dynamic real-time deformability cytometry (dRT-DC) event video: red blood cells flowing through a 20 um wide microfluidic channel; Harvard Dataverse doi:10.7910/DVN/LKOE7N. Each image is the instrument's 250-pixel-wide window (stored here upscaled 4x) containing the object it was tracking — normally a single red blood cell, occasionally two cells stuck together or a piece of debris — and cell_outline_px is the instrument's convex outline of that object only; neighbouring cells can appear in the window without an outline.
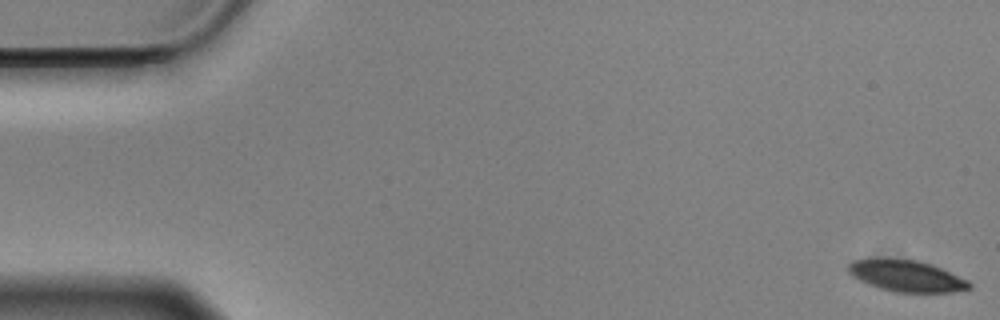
{"species": "Egyptian fruit bat (a non-hibernating species)", "species_latin": "Rousettus aegyptiacus", "temperature_condition": "cold", "stored_images_in_passage": 57, "camera_frame_rate_fps": 3000, "um_per_image_px": 0.085, "animal": {"sex": "male"}, "frame": {"image": 1, "passage_image": 1, "time_ms": 0.0, "image_size_px": [1000, 320], "cell_outline_px": [[972, 288], [952, 292], [896, 292], [880, 288], [868, 284], [852, 276], [848, 272], [848, 264], [852, 260], [868, 256], [888, 256], [916, 260], [932, 264], [968, 280], [972, 284]], "centroid_in_image_um": [76.98, 23.4], "position_along_channel_um": 8.0, "area_um2": 22.89}}
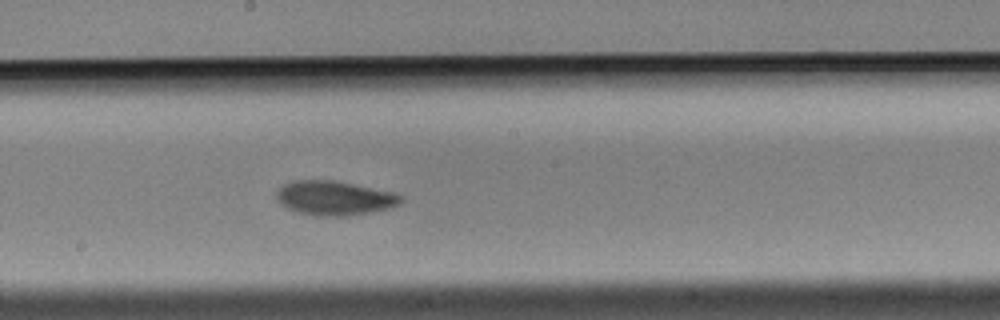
{"frame": {"image": 2, "passage_image": 31, "time_ms": 10.0, "image_size_px": [1000, 320], "cell_outline_px": [[404, 200], [400, 204], [392, 208], [372, 212], [344, 216], [316, 216], [300, 212], [288, 208], [280, 204], [276, 200], [276, 192], [284, 184], [292, 180], [336, 180], [396, 192], [404, 196]], "centroid_in_image_um": [28.49, 16.82], "position_along_channel_um": 219.7, "area_um2": 25.32}}
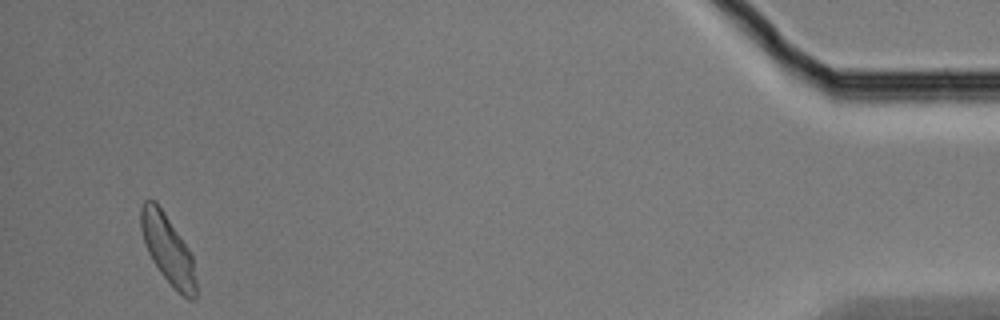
{"frame": {"image": 3, "passage_image": 55, "time_ms": 18.0, "image_size_px": [1000, 320], "cell_outline_px": [[196, 296], [192, 300], [188, 300], [160, 272], [152, 260], [148, 252], [140, 228], [140, 208], [144, 200], [156, 200], [164, 212], [192, 256], [196, 280]], "centroid_in_image_um": [14.24, 21.16], "position_along_channel_um": 421.0, "area_um2": 21.56}, "authors_computed_cell_mechanics": {"area_um2": 23.3512, "velocity_mm_per_s": 3.4926, "shape_relaxation_time_tau1_ms": 4.108, "shape_relaxation_time_tau2_ms": 6.6316, "deformation_change_tau1": 0.1056, "deformation_change_tau2": 0.1095}}